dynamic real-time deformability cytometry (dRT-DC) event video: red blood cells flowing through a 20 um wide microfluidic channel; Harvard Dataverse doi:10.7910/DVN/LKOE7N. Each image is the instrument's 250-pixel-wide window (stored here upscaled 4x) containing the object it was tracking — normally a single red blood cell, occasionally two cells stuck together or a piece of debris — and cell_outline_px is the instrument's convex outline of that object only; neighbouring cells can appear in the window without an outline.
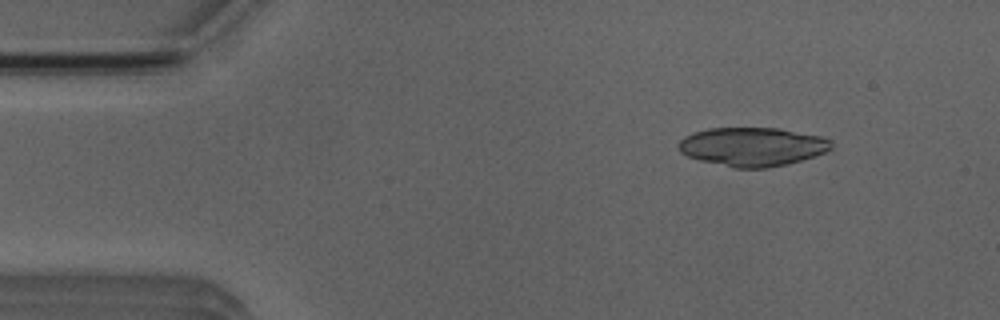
{"species": "Egyptian fruit bat (a non-hibernating species)", "species_latin": "Rousettus aegyptiacus", "temperature_condition": "room temperature", "stored_images_in_passage": 51, "camera_frame_rate_fps": 3000, "um_per_image_px": 0.085, "animal": {"sex": "male"}, "frame": {"image": 1, "passage_image": 6, "time_ms": 1.667, "image_size_px": [1000, 320], "cell_outline_px": [[832, 148], [824, 152], [788, 164], [768, 168], [736, 168], [700, 160], [688, 156], [680, 152], [676, 144], [684, 136], [692, 132], [708, 128], [780, 128], [824, 136], [832, 140]], "centroid_in_image_um": [63.95, 12.46], "position_along_channel_um": 21.1, "area_um2": 34.74}}